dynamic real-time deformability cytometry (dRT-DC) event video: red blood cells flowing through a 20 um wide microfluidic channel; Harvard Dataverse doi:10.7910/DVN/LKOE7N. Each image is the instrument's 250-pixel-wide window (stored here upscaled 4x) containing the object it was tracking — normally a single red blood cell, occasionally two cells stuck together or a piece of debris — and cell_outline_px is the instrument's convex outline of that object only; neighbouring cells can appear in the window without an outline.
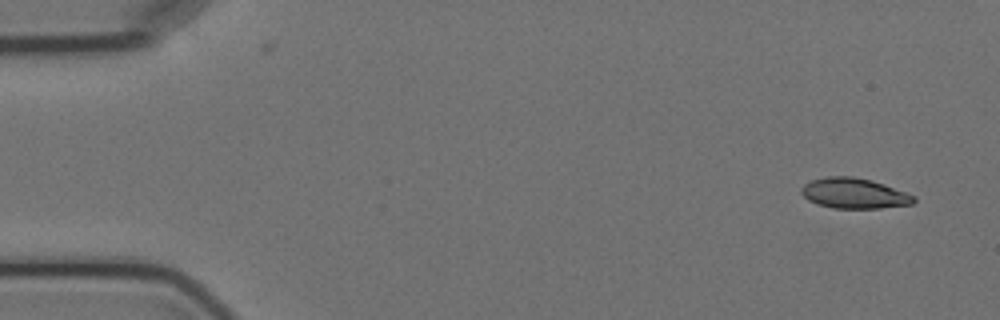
{"species": "Egyptian fruit bat (a non-hibernating species)", "species_latin": "Rousettus aegyptiacus", "temperature_condition": "cold", "stored_images_in_passage": 5, "camera_frame_rate_fps": 3000, "um_per_image_px": 0.085, "animal": {"sex": "female"}, "frame": {"image": 1, "passage_image": 1, "time_ms": 0.0, "image_size_px": [1000, 320], "cell_outline_px": [[916, 200], [912, 204], [880, 208], [832, 208], [816, 204], [808, 200], [800, 192], [800, 188], [804, 184], [812, 180], [828, 176], [852, 176], [872, 180], [884, 184], [916, 196]], "centroid_in_image_um": [72.59, 16.43], "position_along_channel_um": 12.4, "area_um2": 20.0}}